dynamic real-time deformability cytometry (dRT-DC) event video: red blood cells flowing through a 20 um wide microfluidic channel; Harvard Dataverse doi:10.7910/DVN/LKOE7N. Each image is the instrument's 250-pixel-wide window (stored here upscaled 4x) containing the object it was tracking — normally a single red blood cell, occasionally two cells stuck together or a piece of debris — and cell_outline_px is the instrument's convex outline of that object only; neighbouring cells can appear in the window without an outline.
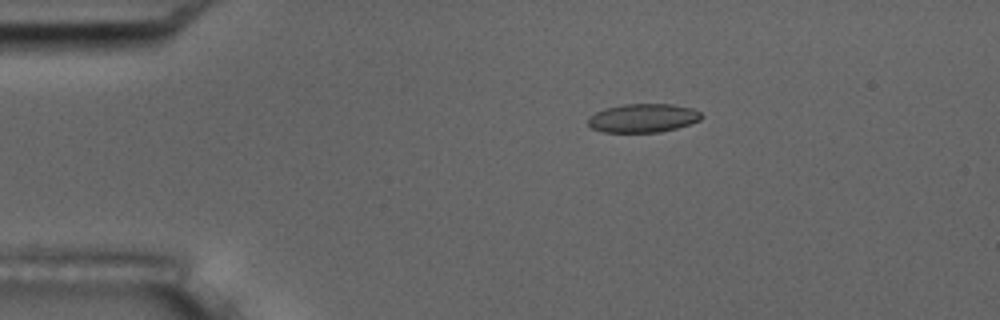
{"species": "common noctule bat (a hibernating species)", "species_latin": "Nyctalus noctula", "temperature_condition": "room temperature", "stored_images_in_passage": 8, "camera_frame_rate_fps": 3000, "um_per_image_px": 0.085, "animal": {"sex": "male", "body_mass_g": 17.5, "forearm_length_mm": 52.3}, "frame": {"image": 1, "passage_image": 4, "time_ms": 1.0, "image_size_px": [1000, 320], "cell_outline_px": [[704, 116], [700, 120], [692, 124], [660, 132], [604, 132], [592, 128], [588, 124], [588, 116], [604, 108], [624, 104], [672, 104], [692, 108], [700, 112]], "centroid_in_image_um": [54.67, 10.03], "position_along_channel_um": 30.3, "area_um2": 19.07}}
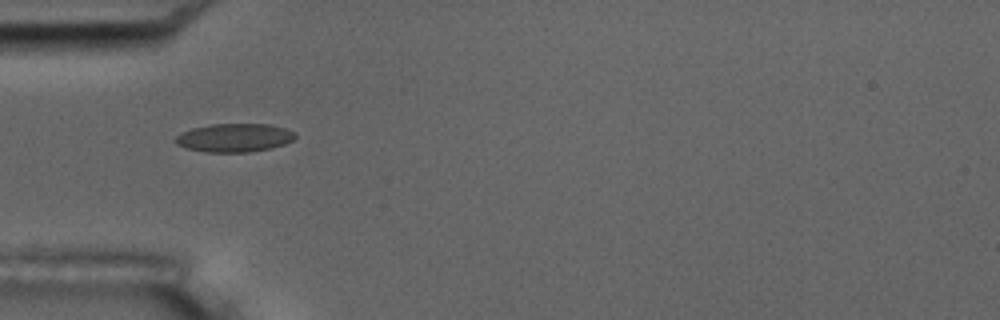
{"frame": {"image": 2, "passage_image": 6, "time_ms": 1.667, "image_size_px": [1000, 320], "cell_outline_px": [[296, 136], [292, 140], [284, 144], [272, 148], [248, 152], [204, 152], [188, 148], [176, 144], [176, 136], [180, 132], [192, 128], [212, 124], [268, 124], [284, 128], [296, 132]], "centroid_in_image_um": [19.92, 11.7], "position_along_channel_um": 65.1, "area_um2": 19.83}}